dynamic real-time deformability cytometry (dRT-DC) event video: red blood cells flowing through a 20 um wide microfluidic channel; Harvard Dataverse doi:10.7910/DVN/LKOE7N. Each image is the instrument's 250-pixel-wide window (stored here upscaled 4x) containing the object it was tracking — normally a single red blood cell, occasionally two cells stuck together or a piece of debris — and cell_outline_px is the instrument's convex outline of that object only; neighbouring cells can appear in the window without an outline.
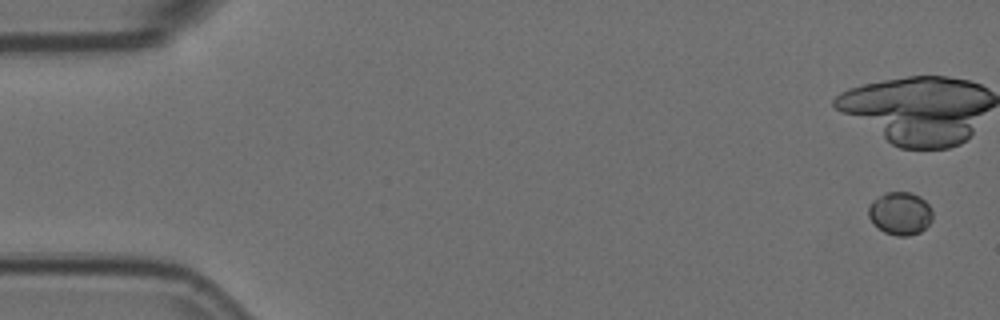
{"species": "Egyptian fruit bat (a non-hibernating species)", "species_latin": "Rousettus aegyptiacus", "temperature_condition": "room temperature", "stored_images_in_passage": 2, "camera_frame_rate_fps": 3000, "um_per_image_px": 0.085, "animal": {"sex": "female"}, "frame": {"image": 1, "passage_image": 2, "time_ms": 0.333, "image_size_px": [1000, 320], "cell_outline_px": [[932, 220], [920, 232], [908, 236], [896, 236], [884, 232], [868, 216], [868, 208], [872, 200], [884, 192], [912, 192], [920, 196], [932, 208]], "centroid_in_image_um": [76.52, 18.12], "position_along_channel_um": 8.5, "area_um2": 16.07}}